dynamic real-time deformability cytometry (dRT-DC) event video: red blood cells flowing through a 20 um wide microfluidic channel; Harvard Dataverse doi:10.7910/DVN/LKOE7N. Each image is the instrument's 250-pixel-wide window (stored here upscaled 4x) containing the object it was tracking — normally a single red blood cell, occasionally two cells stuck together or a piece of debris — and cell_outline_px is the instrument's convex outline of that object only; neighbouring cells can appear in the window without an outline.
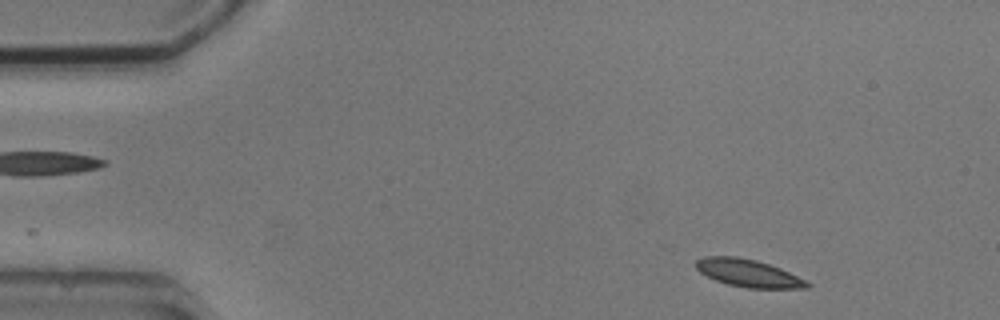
{"species": "common noctule bat (a hibernating species)", "species_latin": "Nyctalus noctula", "temperature_condition": "cold", "stored_images_in_passage": 5, "segment_of_instrument_passage": [2, 2], "camera_frame_rate_fps": 3000, "um_per_image_px": 0.085, "animal": {"sex": "male", "body_mass_g": 20.5, "forearm_length_mm": 52.5}, "frame": {"image": 1, "passage_image": 5, "time_ms": 5.0, "image_size_px": [1000, 320], "cell_outline_px": [[812, 284], [808, 288], [748, 288], [728, 284], [716, 280], [700, 272], [696, 268], [696, 260], [704, 256], [736, 256], [756, 260], [780, 268], [808, 280]], "centroid_in_image_um": [63.64, 23.21], "position_along_channel_um": 21.4, "area_um2": 17.86}}